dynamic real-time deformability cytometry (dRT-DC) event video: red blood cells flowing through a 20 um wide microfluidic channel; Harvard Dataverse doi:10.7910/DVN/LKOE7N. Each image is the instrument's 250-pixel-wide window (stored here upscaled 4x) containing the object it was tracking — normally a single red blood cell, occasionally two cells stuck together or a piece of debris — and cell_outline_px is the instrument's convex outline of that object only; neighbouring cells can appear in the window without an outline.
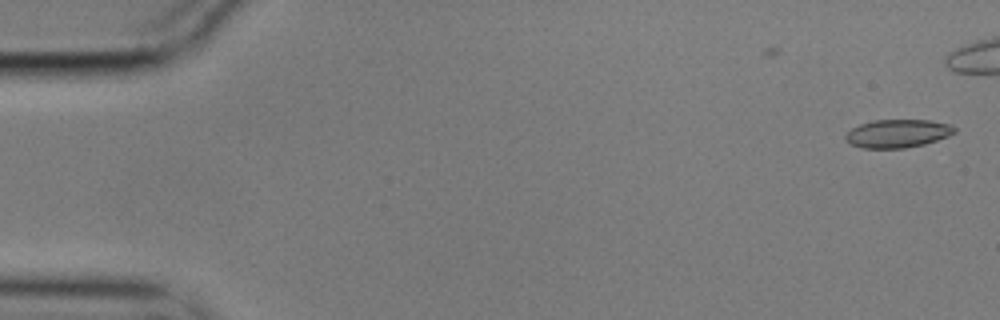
{"species": "common noctule bat (a hibernating species)", "species_latin": "Nyctalus noctula", "temperature_condition": "cold", "stored_images_in_passage": 7, "camera_frame_rate_fps": 3000, "um_per_image_px": 0.085, "animal": {"sex": "male", "body_mass_g": 17.9}, "frame": {"image": 1, "passage_image": 1, "time_ms": 0.0, "image_size_px": [1000, 320], "cell_outline_px": [[956, 132], [948, 136], [924, 144], [904, 148], [864, 148], [852, 144], [844, 140], [844, 136], [852, 128], [860, 124], [872, 120], [928, 120], [952, 124], [956, 128]], "centroid_in_image_um": [76.31, 11.34], "position_along_channel_um": 8.7, "area_um2": 17.92}}